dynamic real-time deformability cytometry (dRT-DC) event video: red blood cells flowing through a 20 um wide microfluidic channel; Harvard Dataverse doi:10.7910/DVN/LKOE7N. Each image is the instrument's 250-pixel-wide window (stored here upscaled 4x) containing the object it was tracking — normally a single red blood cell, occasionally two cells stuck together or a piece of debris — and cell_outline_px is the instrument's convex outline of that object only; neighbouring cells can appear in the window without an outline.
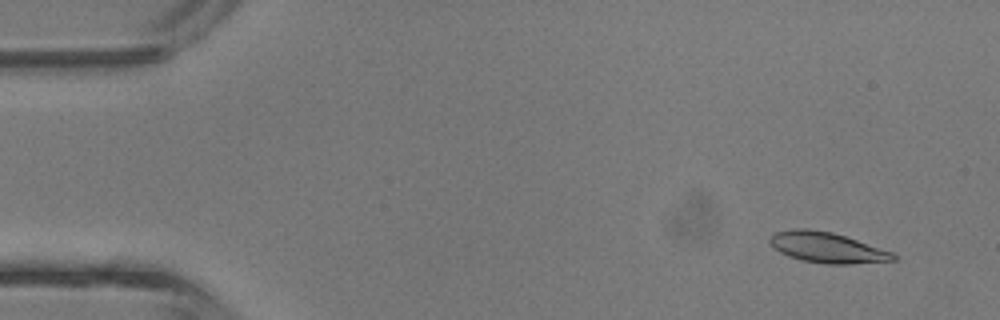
{"species": "common noctule bat (a hibernating species)", "species_latin": "Nyctalus noctula", "temperature_condition": "room temperature", "stored_images_in_passage": 41, "camera_frame_rate_fps": 3000, "um_per_image_px": 0.085, "animal": {"sex": "male", "body_mass_g": 13.3}, "frame": {"image": 1, "passage_image": 3, "time_ms": 0.667, "image_size_px": [1000, 320], "cell_outline_px": [[896, 260], [852, 264], [824, 264], [800, 260], [788, 256], [780, 252], [768, 240], [776, 232], [796, 228], [808, 228], [832, 232], [892, 252], [896, 256]], "centroid_in_image_um": [70.29, 21.05], "position_along_channel_um": 14.7, "area_um2": 21.73}}
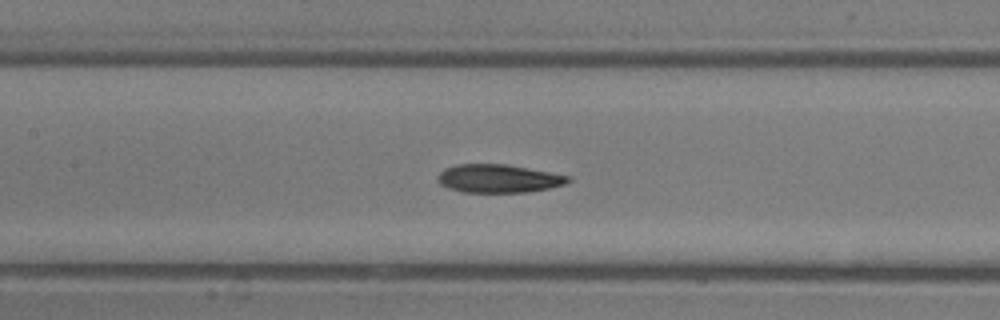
{"frame": {"image": 2, "passage_image": 19, "time_ms": 6.0, "image_size_px": [1000, 320], "cell_outline_px": [[572, 180], [564, 184], [548, 188], [528, 192], [464, 192], [448, 188], [440, 184], [436, 180], [436, 176], [444, 168], [456, 164], [508, 164], [572, 176]], "centroid_in_image_um": [42.36, 15.16], "position_along_channel_um": 165.0, "area_um2": 21.68}}
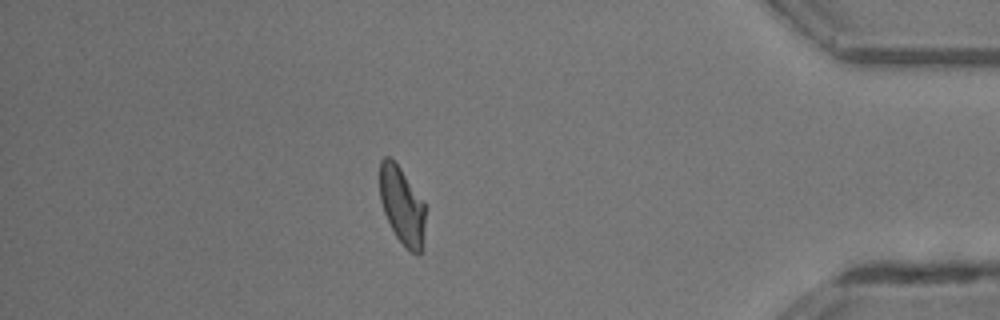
{"frame": {"image": 3, "passage_image": 36, "time_ms": 11.667, "image_size_px": [1000, 320], "cell_outline_px": [[424, 224], [420, 256], [412, 252], [396, 236], [384, 212], [380, 200], [380, 160], [384, 156], [388, 156], [400, 168], [424, 204]], "centroid_in_image_um": [34.14, 17.46], "position_along_channel_um": 401.1, "area_um2": 19.83}, "authors_computed_cell_mechanics": {"area_um2": 21.675, "velocity_mm_per_s": 4.9272, "shape_relaxation_time_tau1_ms": 4.8391, "shape_relaxation_time_tau2_ms": 2.2957, "deformation_change_tau1": 0.1903, "deformation_change_tau2": 0.1028}}